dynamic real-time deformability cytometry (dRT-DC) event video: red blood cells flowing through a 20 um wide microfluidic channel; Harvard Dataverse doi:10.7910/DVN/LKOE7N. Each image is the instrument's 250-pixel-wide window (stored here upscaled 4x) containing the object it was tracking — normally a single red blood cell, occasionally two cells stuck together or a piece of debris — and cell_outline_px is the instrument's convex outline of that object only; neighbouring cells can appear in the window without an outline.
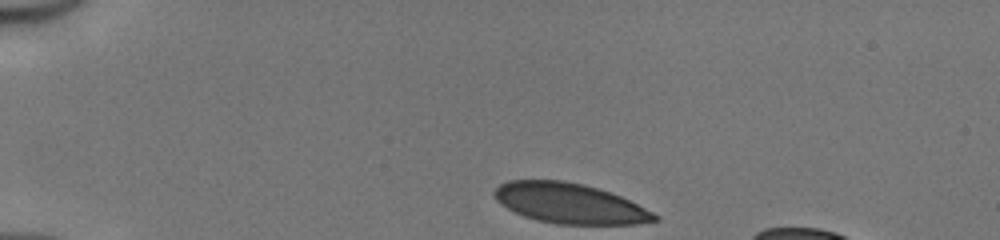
{"species": "human", "species_latin": "Homo sapiens", "temperature_condition": "cold", "stored_images_in_passage": 33, "camera_frame_rate_fps": 3000, "um_per_image_px": 0.085, "donor": {"sex": "male"}, "frame": {"image": 1, "passage_image": 1, "time_ms": 0.0, "image_size_px": [1000, 240], "cell_outline_px": [[660, 220], [636, 224], [556, 224], [524, 216], [500, 204], [496, 200], [492, 192], [500, 184], [508, 180], [564, 180], [584, 184], [620, 196], [660, 216]], "centroid_in_image_um": [48.4, 17.28], "position_along_channel_um": 36.6, "area_um2": 37.28}}
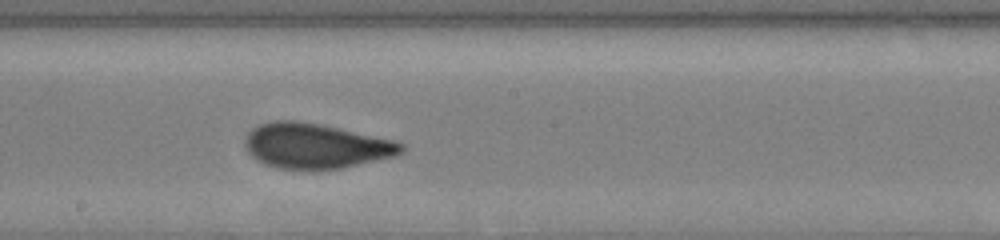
{"frame": {"image": 2, "passage_image": 19, "time_ms": 6.0, "image_size_px": [1000, 240], "cell_outline_px": [[404, 148], [396, 156], [340, 168], [276, 168], [264, 164], [256, 160], [248, 152], [244, 144], [244, 140], [248, 132], [252, 128], [260, 124], [276, 120], [296, 120], [336, 128], [392, 140], [404, 144]], "centroid_in_image_um": [26.77, 12.4], "position_along_channel_um": 221.4, "area_um2": 40.29}}
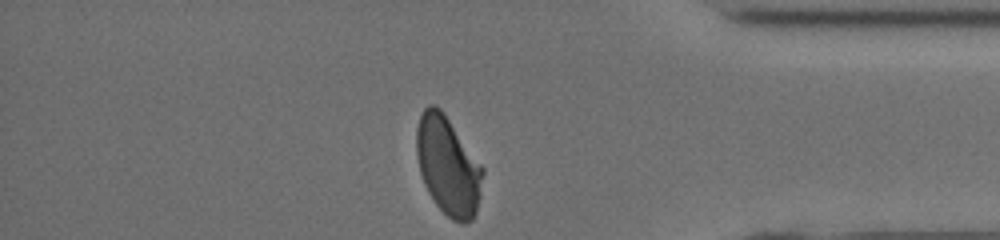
{"frame": {"image": 3, "passage_image": 33, "time_ms": 10.667, "image_size_px": [1000, 240], "cell_outline_px": [[484, 172], [480, 196], [476, 212], [472, 220], [464, 224], [460, 224], [452, 220], [436, 204], [428, 192], [420, 172], [416, 156], [416, 128], [420, 116], [424, 108], [428, 104], [436, 104], [444, 112], [484, 168]], "centroid_in_image_um": [38.08, 14.08], "position_along_channel_um": 397.1, "area_um2": 38.26}, "authors_computed_cell_mechanics": {"area_um2": 40.0554, "velocity_mm_per_s": 4.1448, "shape_relaxation_time_tau1_ms": 5.5067, "shape_relaxation_time_tau2_ms": null, "deformation_change_tau1": 0.1608, "deformation_change_tau2": null}}